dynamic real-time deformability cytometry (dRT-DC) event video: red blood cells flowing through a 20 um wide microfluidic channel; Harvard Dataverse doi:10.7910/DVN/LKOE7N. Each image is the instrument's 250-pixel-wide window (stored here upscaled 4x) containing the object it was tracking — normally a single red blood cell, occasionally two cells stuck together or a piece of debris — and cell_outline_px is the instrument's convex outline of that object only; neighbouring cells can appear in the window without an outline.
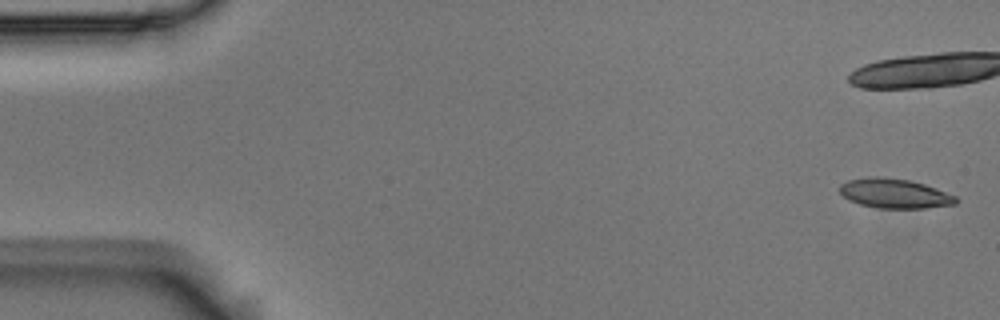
{"species": "Egyptian fruit bat (a non-hibernating species)", "species_latin": "Rousettus aegyptiacus", "temperature_condition": "room temperature", "stored_images_in_passage": 6, "camera_frame_rate_fps": 3000, "um_per_image_px": 0.085, "animal": {"sex": "male"}, "frame": {"image": 1, "passage_image": 1, "time_ms": 0.0, "image_size_px": [1000, 320], "cell_outline_px": [[960, 200], [956, 204], [924, 208], [880, 208], [860, 204], [848, 200], [840, 192], [840, 184], [848, 180], [876, 176], [880, 176], [908, 180], [924, 184], [936, 188], [956, 196]], "centroid_in_image_um": [76.06, 16.44], "position_along_channel_um": 8.9, "area_um2": 19.94}}